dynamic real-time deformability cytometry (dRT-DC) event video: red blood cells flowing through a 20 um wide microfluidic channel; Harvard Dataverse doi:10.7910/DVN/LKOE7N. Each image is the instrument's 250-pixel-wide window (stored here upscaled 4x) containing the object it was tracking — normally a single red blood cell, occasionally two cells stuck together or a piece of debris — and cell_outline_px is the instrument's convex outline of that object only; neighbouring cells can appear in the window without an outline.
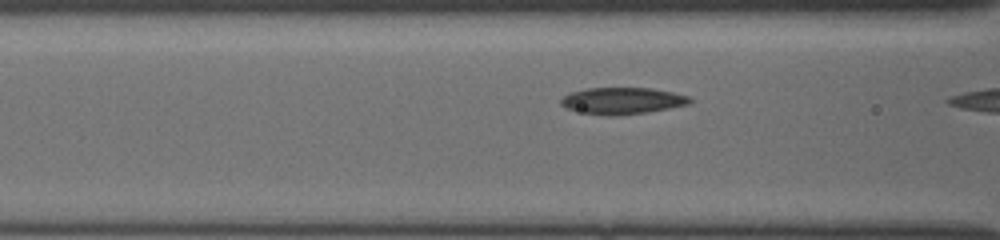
{"species": "common noctule bat (a hibernating species)", "species_latin": "Nyctalus noctula", "temperature_condition": "cold", "stored_images_in_passage": 7, "camera_frame_rate_fps": 3000, "um_per_image_px": 0.085, "animal": {"sex": "female", "body_mass_g": 19.5, "forearm_length_mm": 54.1}, "frame": {"image": 1, "passage_image": 6, "time_ms": 1.0, "image_size_px": [1000, 240], "cell_outline_px": [[692, 100], [688, 104], [668, 108], [644, 112], [584, 112], [568, 108], [560, 104], [560, 100], [568, 92], [588, 88], [652, 88], [672, 92], [688, 96]], "centroid_in_image_um": [52.91, 8.5], "position_along_channel_um": 113.7, "area_um2": 18.79}}